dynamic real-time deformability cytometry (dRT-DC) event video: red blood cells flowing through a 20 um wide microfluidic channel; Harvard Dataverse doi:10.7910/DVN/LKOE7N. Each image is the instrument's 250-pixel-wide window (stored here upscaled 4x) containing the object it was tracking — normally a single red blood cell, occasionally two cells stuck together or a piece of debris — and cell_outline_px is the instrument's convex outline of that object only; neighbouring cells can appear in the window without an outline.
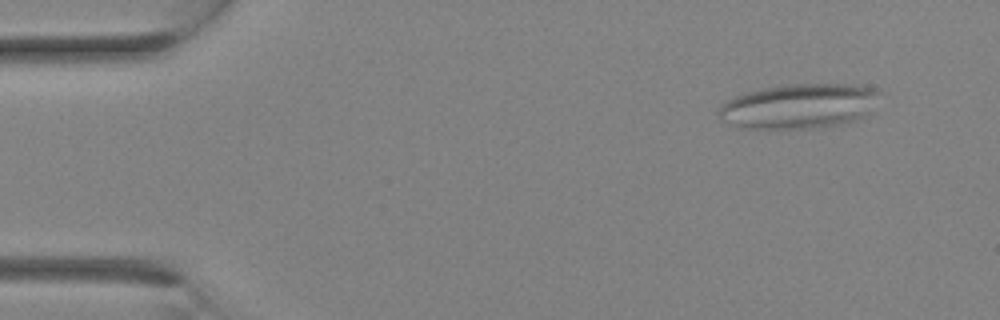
{"species": "Egyptian fruit bat (a non-hibernating species)", "species_latin": "Rousettus aegyptiacus", "temperature_condition": "room temperature", "stored_images_in_passage": 9, "camera_frame_rate_fps": 3000, "um_per_image_px": 0.085, "animal": {"sex": "female"}, "frame": {"image": 1, "passage_image": 3, "time_ms": 0.667, "image_size_px": [1000, 320], "cell_outline_px": [[880, 92], [868, 112], [864, 116], [840, 124], [820, 128], [740, 128], [720, 120], [716, 112], [720, 104], [744, 92], [764, 88], [788, 84], [856, 84], [876, 88]], "centroid_in_image_um": [67.86, 9.02], "position_along_channel_um": 17.1, "area_um2": 42.08}}